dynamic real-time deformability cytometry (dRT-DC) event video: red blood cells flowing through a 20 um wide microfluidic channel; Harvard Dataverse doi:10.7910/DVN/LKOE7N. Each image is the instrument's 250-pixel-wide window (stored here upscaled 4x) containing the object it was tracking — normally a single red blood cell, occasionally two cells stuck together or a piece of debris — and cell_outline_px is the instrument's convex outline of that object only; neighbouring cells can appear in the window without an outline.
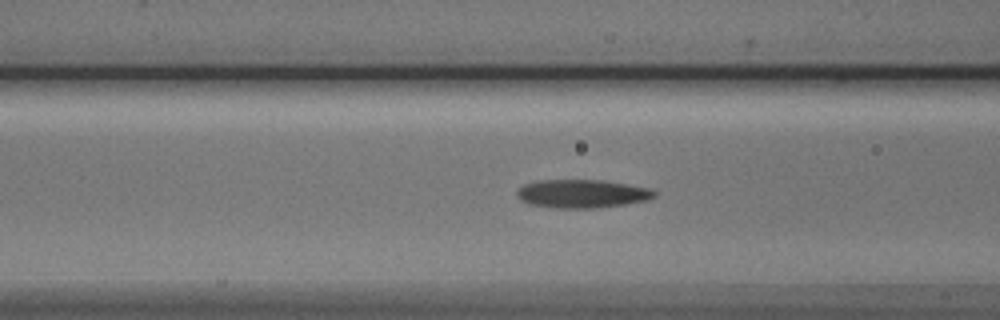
{"species": "Egyptian fruit bat (a non-hibernating species)", "species_latin": "Rousettus aegyptiacus", "temperature_condition": "cold", "stored_images_in_passage": 13, "camera_frame_rate_fps": 3000, "um_per_image_px": 0.085, "animal": {"sex": "male"}, "frame": {"image": 1, "passage_image": 11, "time_ms": 3.333, "image_size_px": [1000, 320], "cell_outline_px": [[656, 196], [648, 200], [600, 208], [556, 208], [528, 204], [520, 200], [516, 196], [516, 192], [524, 184], [540, 180], [600, 180], [648, 188], [656, 192]], "centroid_in_image_um": [49.44, 16.47], "position_along_channel_um": 117.2, "area_um2": 22.66}}